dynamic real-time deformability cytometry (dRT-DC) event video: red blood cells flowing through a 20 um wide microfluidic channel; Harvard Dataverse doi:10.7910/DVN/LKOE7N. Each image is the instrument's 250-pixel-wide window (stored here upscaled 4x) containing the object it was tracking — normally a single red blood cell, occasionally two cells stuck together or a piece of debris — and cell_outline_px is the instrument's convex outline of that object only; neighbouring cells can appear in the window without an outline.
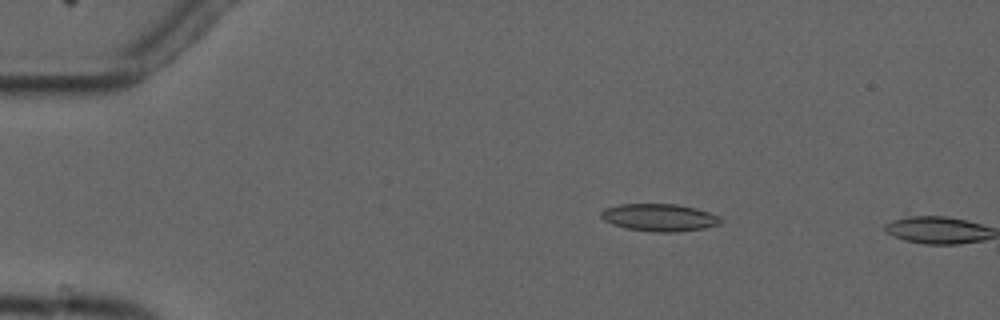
{"species": "common noctule bat (a hibernating species)", "species_latin": "Nyctalus noctula", "temperature_condition": "cold", "stored_images_in_passage": 4, "camera_frame_rate_fps": 3000, "um_per_image_px": 0.085, "animal": {"sex": "male", "forearm_length_mm": 52.5}, "frame": {"image": 1, "passage_image": 3, "time_ms": 2.333, "image_size_px": [1000, 320], "cell_outline_px": [[724, 220], [720, 224], [704, 228], [676, 232], [652, 232], [624, 228], [612, 224], [604, 220], [600, 216], [600, 212], [604, 208], [620, 204], [676, 204], [696, 208], [720, 216]], "centroid_in_image_um": [56.04, 18.49], "position_along_channel_um": 29.0, "area_um2": 19.31}}